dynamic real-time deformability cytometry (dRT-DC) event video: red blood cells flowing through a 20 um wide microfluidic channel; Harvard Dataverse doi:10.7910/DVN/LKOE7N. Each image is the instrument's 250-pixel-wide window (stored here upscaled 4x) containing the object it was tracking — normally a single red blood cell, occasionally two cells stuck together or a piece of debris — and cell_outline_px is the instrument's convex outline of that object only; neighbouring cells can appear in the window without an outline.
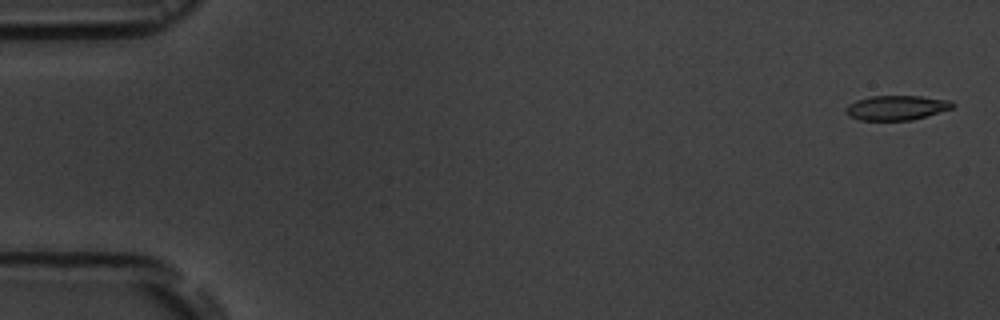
{"species": "common noctule bat (a hibernating species)", "species_latin": "Nyctalus noctula", "temperature_condition": "room temperature", "stored_images_in_passage": 4, "camera_frame_rate_fps": 3000, "um_per_image_px": 0.085, "animal": {"sex": "male", "body_mass_g": 19.5, "forearm_length_mm": 54.6}, "frame": {"image": 1, "passage_image": 1, "time_ms": 0.0, "image_size_px": [1000, 320], "cell_outline_px": [[956, 104], [952, 108], [912, 120], [860, 120], [848, 116], [844, 108], [848, 104], [856, 100], [872, 96], [920, 96], [952, 100]], "centroid_in_image_um": [76.19, 9.15], "position_along_channel_um": 8.8, "area_um2": 15.37}}
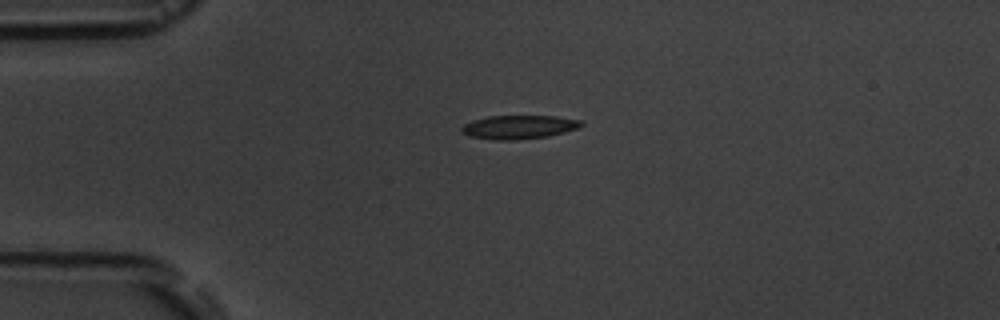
{"frame": {"image": 2, "passage_image": 4, "time_ms": 4.0, "image_size_px": [1000, 320], "cell_outline_px": [[584, 124], [580, 128], [548, 136], [516, 140], [496, 140], [468, 136], [460, 132], [460, 128], [464, 124], [472, 120], [488, 116], [556, 116], [584, 120]], "centroid_in_image_um": [44.11, 10.8], "position_along_channel_um": 40.9, "area_um2": 16.76}}